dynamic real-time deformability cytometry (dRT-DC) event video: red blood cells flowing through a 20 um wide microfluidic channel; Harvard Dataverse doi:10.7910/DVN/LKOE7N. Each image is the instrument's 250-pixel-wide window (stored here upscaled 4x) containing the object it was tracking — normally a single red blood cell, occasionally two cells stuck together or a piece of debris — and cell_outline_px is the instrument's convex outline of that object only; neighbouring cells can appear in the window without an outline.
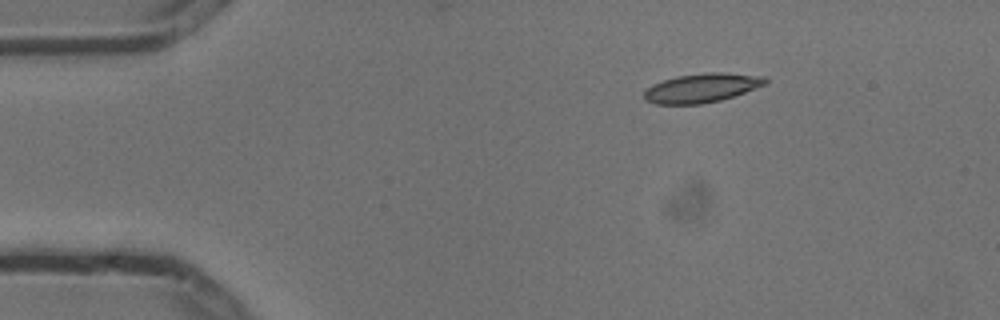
{"species": "common noctule bat (a hibernating species)", "species_latin": "Nyctalus noctula", "temperature_condition": "cold", "stored_images_in_passage": 4, "segment_of_instrument_passage": [1, 2], "camera_frame_rate_fps": 3000, "um_per_image_px": 0.085, "animal": {"sex": "male", "body_mass_g": 13.3}, "frame": {"image": 1, "passage_image": 1, "time_ms": 0.0, "image_size_px": [1000, 320], "cell_outline_px": [[768, 84], [720, 100], [700, 104], [656, 104], [644, 100], [644, 92], [652, 84], [676, 76], [704, 72], [724, 72], [764, 76], [768, 80]], "centroid_in_image_um": [59.66, 7.46], "position_along_channel_um": 25.3, "area_um2": 20.58}}